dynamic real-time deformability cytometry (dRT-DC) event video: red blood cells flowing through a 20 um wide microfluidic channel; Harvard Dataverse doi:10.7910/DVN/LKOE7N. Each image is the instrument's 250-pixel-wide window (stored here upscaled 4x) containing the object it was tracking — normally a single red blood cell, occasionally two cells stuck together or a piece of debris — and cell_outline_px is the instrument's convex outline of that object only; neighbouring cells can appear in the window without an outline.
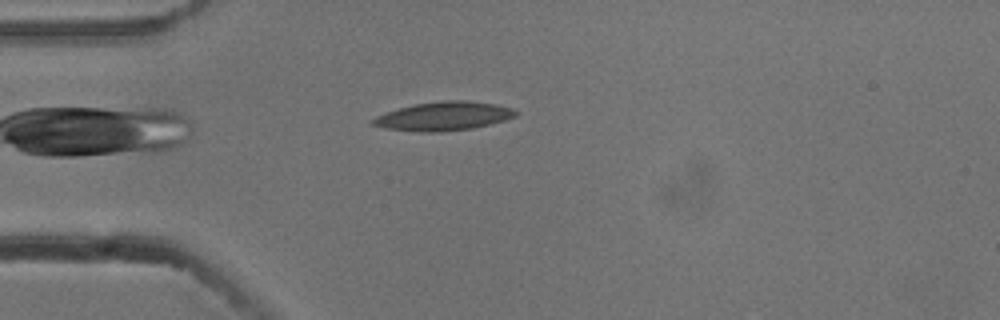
{"species": "common noctule bat (a hibernating species)", "species_latin": "Nyctalus noctula", "temperature_condition": "cold", "stored_images_in_passage": 39, "camera_frame_rate_fps": 3000, "um_per_image_px": 0.085, "animal": {"sex": "male", "body_mass_g": 13.3}, "frame": {"image": 1, "passage_image": 4, "time_ms": 1.0, "image_size_px": [1000, 320], "cell_outline_px": [[516, 116], [504, 120], [472, 128], [440, 132], [420, 132], [384, 128], [372, 124], [372, 120], [376, 116], [412, 104], [444, 100], [464, 100], [492, 104], [512, 108], [516, 112]], "centroid_in_image_um": [37.68, 9.88], "position_along_channel_um": 47.3, "area_um2": 23.58}}
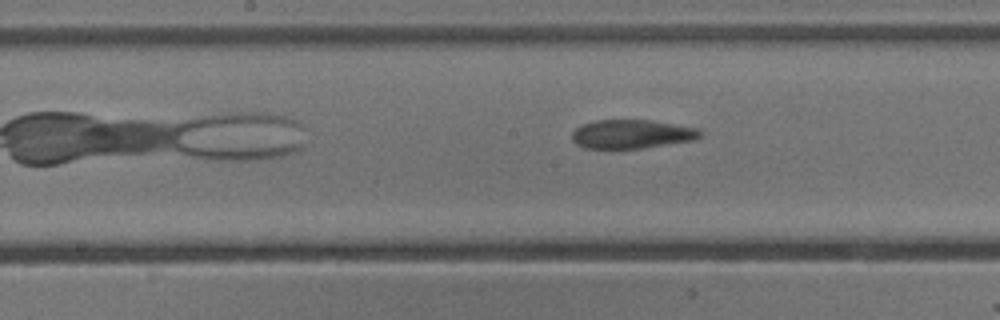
{"frame": {"image": 2, "passage_image": 17, "time_ms": 5.333, "image_size_px": [1000, 320], "cell_outline_px": [[700, 136], [692, 140], [644, 148], [584, 148], [576, 144], [572, 140], [572, 132], [576, 128], [584, 124], [596, 120], [648, 120], [696, 128], [700, 132]], "centroid_in_image_um": [53.63, 11.4], "position_along_channel_um": 194.6, "area_um2": 21.15}}
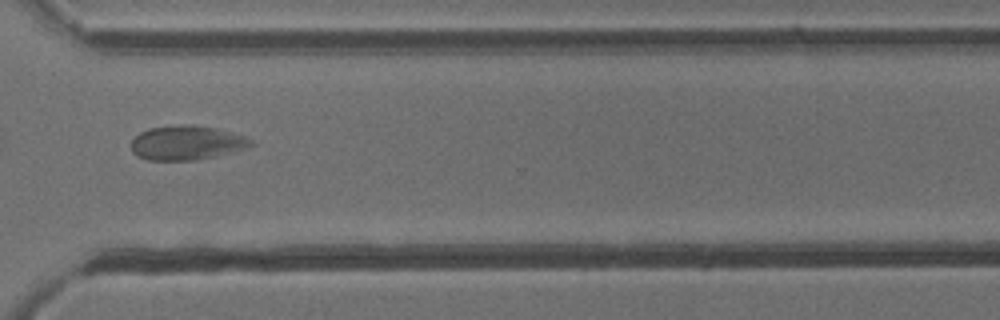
{"frame": {"image": 3, "passage_image": 30, "time_ms": 9.667, "image_size_px": [1000, 320], "cell_outline_px": [[256, 144], [248, 148], [196, 160], [148, 160], [136, 156], [132, 152], [132, 140], [140, 132], [148, 128], [180, 124], [196, 124], [216, 128], [244, 136], [252, 140]], "centroid_in_image_um": [15.87, 12.13], "position_along_channel_um": 354.7, "area_um2": 24.1}, "authors_computed_cell_mechanics": {"area_um2": 22.7154, "velocity_mm_per_s": 3.6961, "shape_relaxation_time_tau1_ms": 10.2919, "shape_relaxation_time_tau2_ms": 1.6629, "deformation_change_tau1": 0.2267, "deformation_change_tau2": 0.068}}